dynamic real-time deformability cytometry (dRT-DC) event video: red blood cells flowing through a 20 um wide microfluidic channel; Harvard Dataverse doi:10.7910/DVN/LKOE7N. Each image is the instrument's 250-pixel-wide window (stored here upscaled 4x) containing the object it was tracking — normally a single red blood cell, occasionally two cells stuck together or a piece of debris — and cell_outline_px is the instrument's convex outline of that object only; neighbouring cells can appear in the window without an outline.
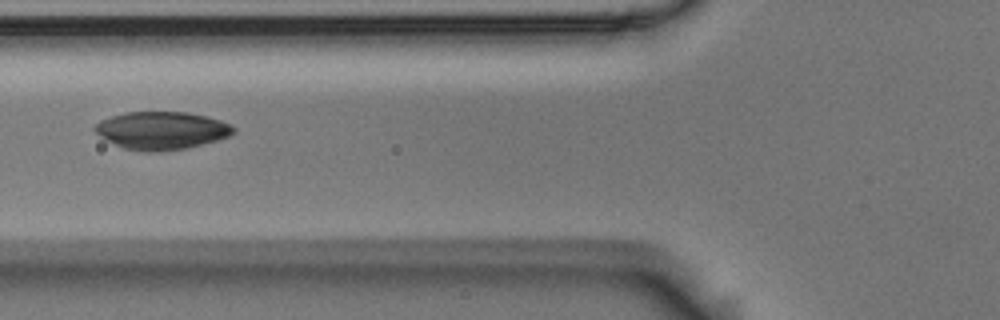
{"species": "Egyptian fruit bat (a non-hibernating species)", "species_latin": "Rousettus aegyptiacus", "temperature_condition": "room temperature", "stored_images_in_passage": 9, "camera_frame_rate_fps": 3000, "um_per_image_px": 0.085, "animal": {"sex": "male"}, "frame": {"image": 1, "passage_image": 6, "time_ms": 1.667, "image_size_px": [1000, 320], "cell_outline_px": [[236, 132], [232, 136], [188, 148], [156, 152], [144, 152], [124, 148], [100, 136], [92, 128], [100, 120], [124, 112], [188, 112], [220, 120], [232, 124], [236, 128]], "centroid_in_image_um": [13.78, 11.09], "position_along_channel_um": 112.0, "area_um2": 30.69}}
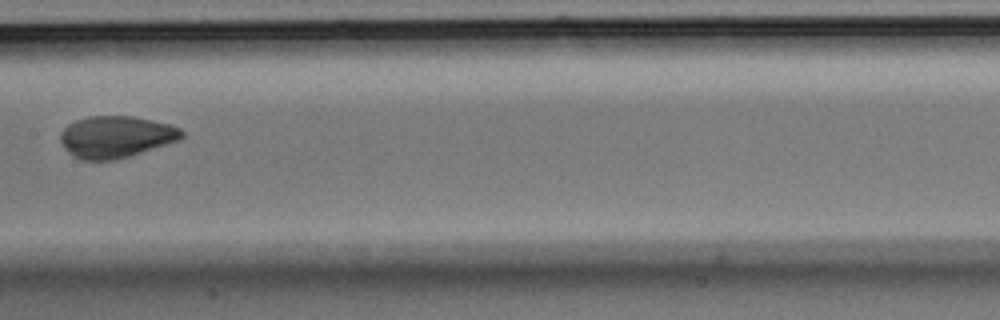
{"frame": {"image": 2, "passage_image": 8, "time_ms": 2.333, "image_size_px": [1000, 320], "cell_outline_px": [[184, 136], [180, 140], [116, 160], [80, 160], [72, 156], [64, 148], [60, 140], [60, 132], [68, 124], [76, 120], [88, 116], [132, 116], [152, 120], [168, 124], [180, 128], [184, 132]], "centroid_in_image_um": [9.83, 11.63], "position_along_channel_um": 197.6, "area_um2": 29.65}}
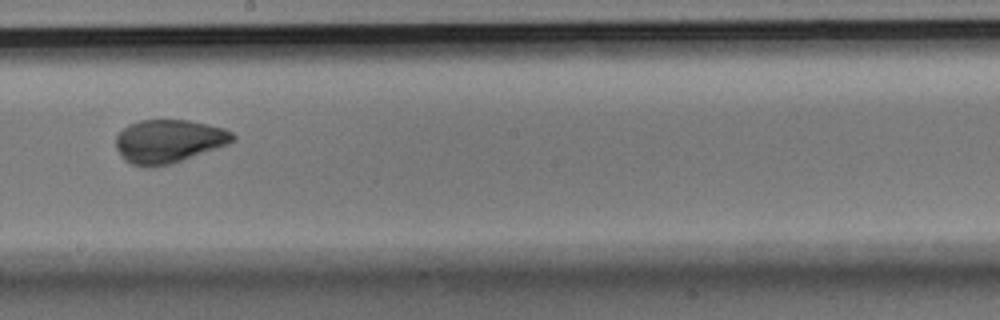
{"frame": {"image": 3, "passage_image": 9, "time_ms": 2.667, "image_size_px": [1000, 320], "cell_outline_px": [[236, 140], [228, 144], [172, 164], [156, 168], [144, 168], [132, 164], [124, 160], [120, 156], [116, 148], [116, 136], [128, 124], [140, 120], [188, 120], [208, 124], [224, 128], [232, 132], [236, 136]], "centroid_in_image_um": [14.33, 12.02], "position_along_channel_um": 233.9, "area_um2": 29.94}}